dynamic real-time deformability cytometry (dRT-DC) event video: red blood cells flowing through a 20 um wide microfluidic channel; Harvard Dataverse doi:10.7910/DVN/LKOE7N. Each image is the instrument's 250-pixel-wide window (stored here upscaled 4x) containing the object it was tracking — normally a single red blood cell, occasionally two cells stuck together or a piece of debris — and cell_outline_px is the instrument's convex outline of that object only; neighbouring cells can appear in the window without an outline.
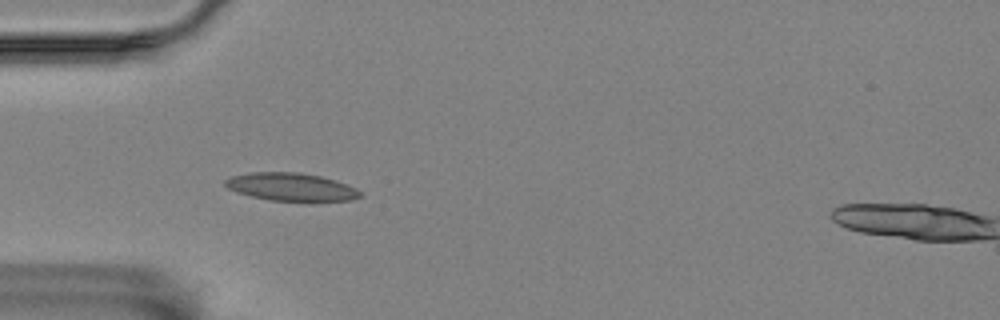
{"species": "Egyptian fruit bat (a non-hibernating species)", "species_latin": "Rousettus aegyptiacus", "temperature_condition": "room temperature", "stored_images_in_passage": 3, "camera_frame_rate_fps": 3000, "um_per_image_px": 0.085, "animal": {"sex": "female"}, "frame": {"image": 1, "passage_image": 1, "time_ms": 0.0, "image_size_px": [1000, 320], "cell_outline_px": [[364, 196], [352, 200], [312, 204], [308, 204], [272, 200], [252, 196], [236, 192], [228, 188], [224, 184], [224, 180], [232, 176], [252, 172], [300, 172], [320, 176], [336, 180], [356, 188]], "centroid_in_image_um": [24.84, 15.94], "position_along_channel_um": 60.2, "area_um2": 22.89}}
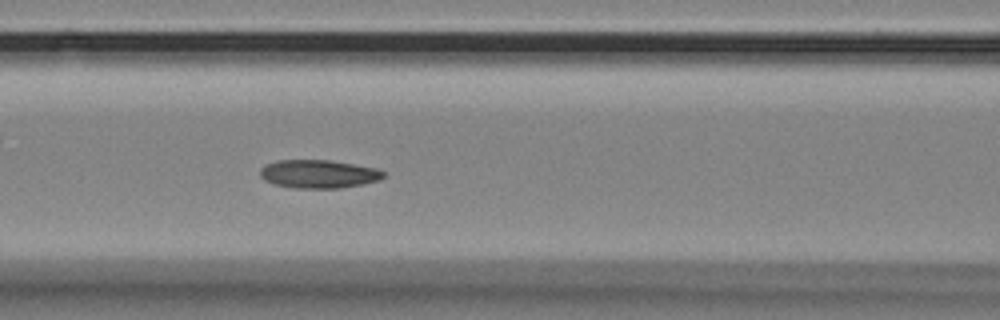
{"frame": {"image": 2, "passage_image": 3, "time_ms": 2.333, "image_size_px": [1000, 320], "cell_outline_px": [[384, 176], [380, 180], [340, 188], [292, 188], [272, 184], [264, 180], [260, 176], [260, 168], [264, 164], [276, 160], [328, 160], [376, 168], [384, 172]], "centroid_in_image_um": [27.01, 14.79], "position_along_channel_um": 139.6, "area_um2": 20.4}}